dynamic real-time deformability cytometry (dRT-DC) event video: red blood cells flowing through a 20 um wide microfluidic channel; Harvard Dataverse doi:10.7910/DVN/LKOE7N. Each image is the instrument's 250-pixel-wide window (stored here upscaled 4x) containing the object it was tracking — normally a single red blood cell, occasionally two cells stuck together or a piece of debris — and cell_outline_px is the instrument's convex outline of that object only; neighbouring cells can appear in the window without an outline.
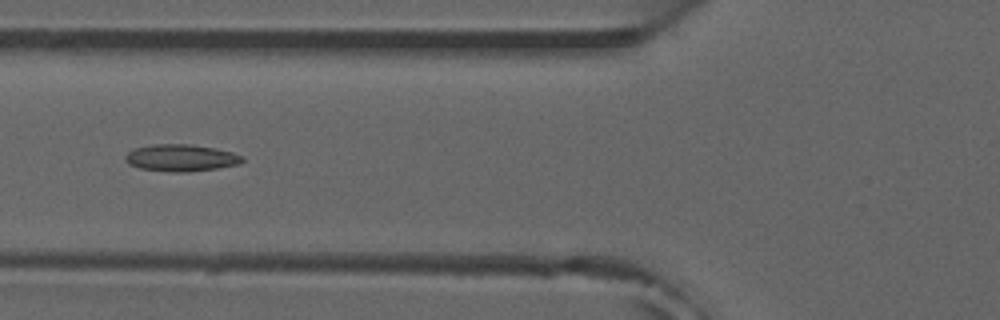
{"species": "common noctule bat (a hibernating species)", "species_latin": "Nyctalus noctula", "temperature_condition": "room temperature", "stored_images_in_passage": 37, "camera_frame_rate_fps": 3000, "um_per_image_px": 0.085, "animal": {"sex": "male", "forearm_length_mm": 52.5}, "frame": {"image": 1, "passage_image": 20, "time_ms": 6.333, "image_size_px": [1000, 320], "cell_outline_px": [[244, 160], [240, 164], [216, 168], [188, 172], [172, 172], [140, 168], [128, 164], [124, 160], [124, 156], [128, 152], [136, 148], [152, 144], [188, 144], [216, 148], [232, 152], [244, 156]], "centroid_in_image_um": [15.39, 13.41], "position_along_channel_um": 110.4, "area_um2": 18.44}}